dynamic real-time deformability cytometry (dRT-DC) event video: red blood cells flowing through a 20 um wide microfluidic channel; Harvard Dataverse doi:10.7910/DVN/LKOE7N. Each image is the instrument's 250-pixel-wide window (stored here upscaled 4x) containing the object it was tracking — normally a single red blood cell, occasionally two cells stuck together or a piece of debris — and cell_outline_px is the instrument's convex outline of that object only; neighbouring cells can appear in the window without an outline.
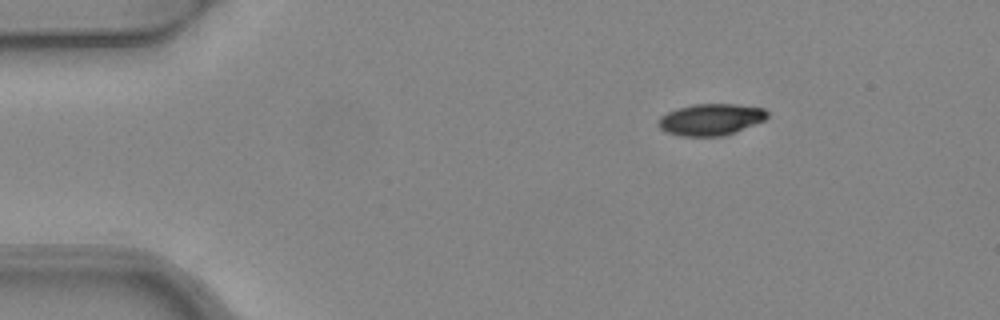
{"species": "common noctule bat (a hibernating species)", "species_latin": "Nyctalus noctula", "temperature_condition": "warm", "stored_images_in_passage": 3, "camera_frame_rate_fps": 3000, "um_per_image_px": 0.085, "animal": {"sex": "female", "body_mass_g": 24.6, "forearm_length_mm": 56.2}, "frame": {"image": 1, "passage_image": 1, "time_ms": 0.0, "image_size_px": [1000, 320], "cell_outline_px": [[768, 116], [764, 120], [736, 132], [724, 136], [680, 136], [664, 132], [656, 124], [660, 116], [668, 112], [692, 104], [736, 104], [764, 108], [768, 112]], "centroid_in_image_um": [60.4, 10.16], "position_along_channel_um": 24.6, "area_um2": 20.17}}